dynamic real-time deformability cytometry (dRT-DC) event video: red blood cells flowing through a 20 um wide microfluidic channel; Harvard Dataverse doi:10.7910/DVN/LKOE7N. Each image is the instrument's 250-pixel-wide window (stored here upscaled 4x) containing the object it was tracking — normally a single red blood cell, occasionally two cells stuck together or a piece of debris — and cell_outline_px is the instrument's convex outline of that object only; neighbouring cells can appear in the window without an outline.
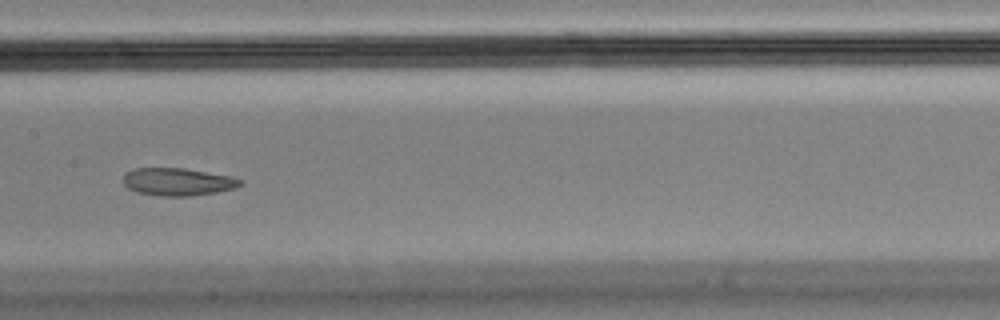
{"species": "Egyptian fruit bat (a non-hibernating species)", "species_latin": "Rousettus aegyptiacus", "temperature_condition": "cold", "stored_images_in_passage": 38, "camera_frame_rate_fps": 3000, "um_per_image_px": 0.085, "animal": {"sex": "male"}, "frame": {"image": 1, "passage_image": 12, "time_ms": 3.667, "image_size_px": [1000, 320], "cell_outline_px": [[244, 184], [236, 188], [216, 192], [192, 196], [160, 196], [136, 192], [128, 188], [124, 184], [124, 176], [128, 172], [136, 168], [184, 168], [232, 176], [244, 180]], "centroid_in_image_um": [15.17, 15.46], "position_along_channel_um": 192.2, "area_um2": 18.96}, "authors_computed_cell_mechanics": {"area_um2": 20.7213, "velocity_mm_per_s": 3.5555, "shape_relaxation_time_tau1_ms": null, "shape_relaxation_time_tau2_ms": 3.4306, "deformation_change_tau1": null, "deformation_change_tau2": 0.1053}}